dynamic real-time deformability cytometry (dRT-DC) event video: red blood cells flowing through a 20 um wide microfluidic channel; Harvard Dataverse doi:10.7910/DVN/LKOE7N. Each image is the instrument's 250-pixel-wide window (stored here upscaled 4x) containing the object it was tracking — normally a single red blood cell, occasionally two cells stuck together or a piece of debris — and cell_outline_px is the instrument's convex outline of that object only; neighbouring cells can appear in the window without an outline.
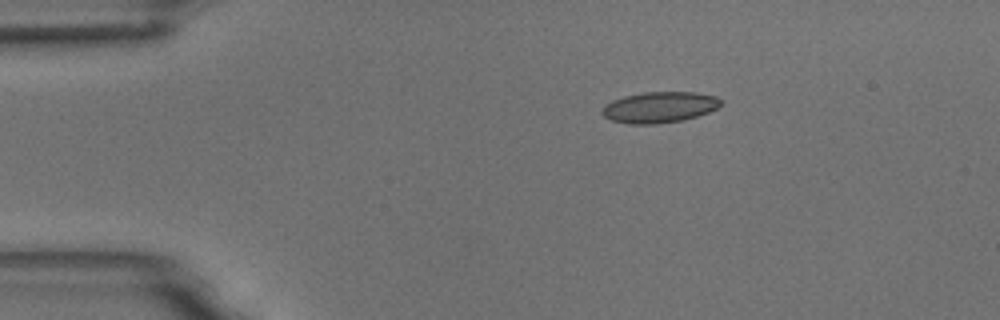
{"species": "common noctule bat (a hibernating species)", "species_latin": "Nyctalus noctula", "temperature_condition": "room temperature", "stored_images_in_passage": 2, "camera_frame_rate_fps": 3000, "um_per_image_px": 0.085, "animal": {"sex": "male", "body_mass_g": 18.8}, "frame": {"image": 1, "passage_image": 1, "time_ms": 0.0, "image_size_px": [1000, 320], "cell_outline_px": [[720, 104], [716, 108], [708, 112], [684, 120], [656, 124], [628, 124], [612, 120], [604, 116], [600, 112], [604, 104], [612, 100], [624, 96], [644, 92], [696, 92], [716, 96], [720, 100]], "centroid_in_image_um": [56.01, 9.11], "position_along_channel_um": 29.0, "area_um2": 21.44}}